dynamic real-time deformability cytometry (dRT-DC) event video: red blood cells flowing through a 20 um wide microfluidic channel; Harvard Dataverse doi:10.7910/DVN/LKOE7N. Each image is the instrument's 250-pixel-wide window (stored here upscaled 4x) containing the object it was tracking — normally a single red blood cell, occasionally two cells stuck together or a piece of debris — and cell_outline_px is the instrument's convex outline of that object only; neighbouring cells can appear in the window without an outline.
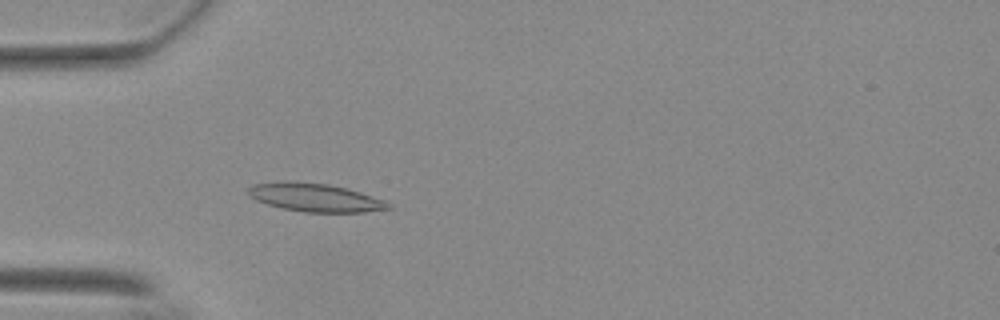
{"species": "Egyptian fruit bat (a non-hibernating species)", "species_latin": "Rousettus aegyptiacus", "temperature_condition": "warm", "stored_images_in_passage": 52, "camera_frame_rate_fps": 3000, "um_per_image_px": 0.085, "animal": {"sex": "female"}, "frame": {"image": 1, "passage_image": 14, "time_ms": 4.333, "image_size_px": [1000, 320], "cell_outline_px": [[392, 208], [364, 212], [304, 212], [284, 208], [268, 204], [256, 200], [248, 196], [248, 188], [252, 184], [284, 180], [292, 180], [328, 184], [348, 188], [384, 200], [392, 204]], "centroid_in_image_um": [26.76, 16.77], "position_along_channel_um": 58.2, "area_um2": 23.29}}
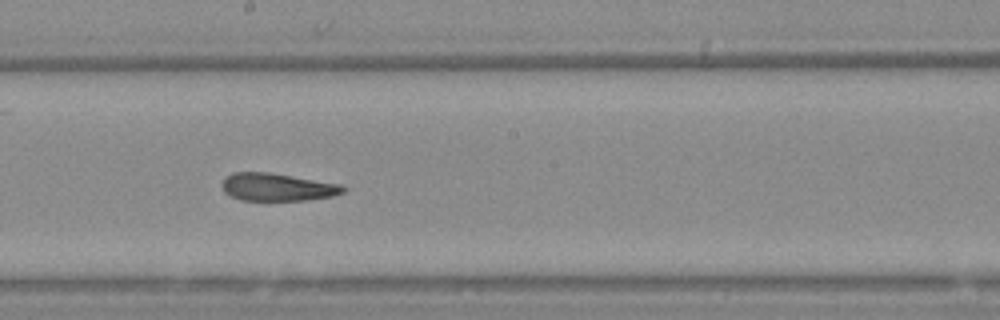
{"frame": {"image": 2, "passage_image": 28, "time_ms": 9.0, "image_size_px": [1000, 320], "cell_outline_px": [[348, 188], [344, 192], [332, 196], [304, 200], [240, 200], [224, 192], [220, 184], [224, 176], [232, 172], [268, 172], [340, 184]], "centroid_in_image_um": [23.52, 15.89], "position_along_channel_um": 224.7, "area_um2": 19.59}}
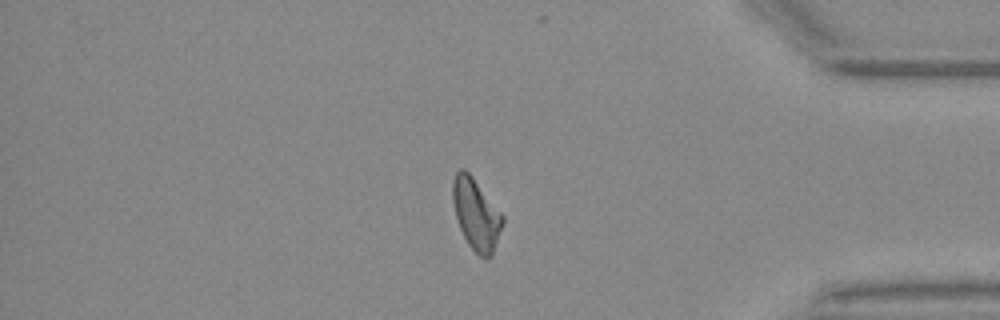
{"frame": {"image": 3, "passage_image": 44, "time_ms": 14.333, "image_size_px": [1000, 320], "cell_outline_px": [[504, 220], [492, 256], [480, 256], [468, 244], [460, 228], [456, 216], [452, 200], [452, 180], [456, 172], [460, 168], [464, 168], [472, 176], [504, 216]], "centroid_in_image_um": [40.46, 18.17], "position_along_channel_um": 394.7, "area_um2": 20.46}, "authors_computed_cell_mechanics": {"area_um2": 20.4612, "velocity_mm_per_s": 3.6885, "shape_relaxation_time_tau1_ms": null, "shape_relaxation_time_tau2_ms": 3.5202, "deformation_change_tau1": null, "deformation_change_tau2": 0.131}}